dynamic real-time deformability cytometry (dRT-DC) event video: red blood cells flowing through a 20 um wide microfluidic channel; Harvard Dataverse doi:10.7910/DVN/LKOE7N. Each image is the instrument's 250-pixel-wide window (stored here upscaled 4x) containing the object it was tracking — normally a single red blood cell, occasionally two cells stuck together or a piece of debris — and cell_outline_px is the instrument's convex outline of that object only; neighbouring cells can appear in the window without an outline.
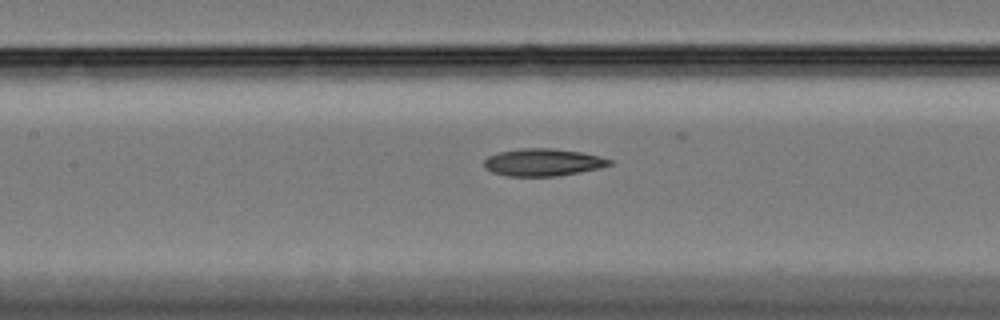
{"species": "Egyptian fruit bat (a non-hibernating species)", "species_latin": "Rousettus aegyptiacus", "temperature_condition": "cold", "stored_images_in_passage": 48, "camera_frame_rate_fps": 3000, "um_per_image_px": 0.085, "animal": {"sex": "female"}, "frame": {"image": 1, "passage_image": 28, "time_ms": 9.0, "image_size_px": [1000, 320], "cell_outline_px": [[612, 164], [580, 172], [556, 176], [508, 176], [492, 172], [484, 168], [484, 160], [488, 156], [500, 152], [520, 148], [552, 148], [580, 152], [600, 156], [612, 160]], "centroid_in_image_um": [46.12, 13.79], "position_along_channel_um": 161.3, "area_um2": 19.88}}
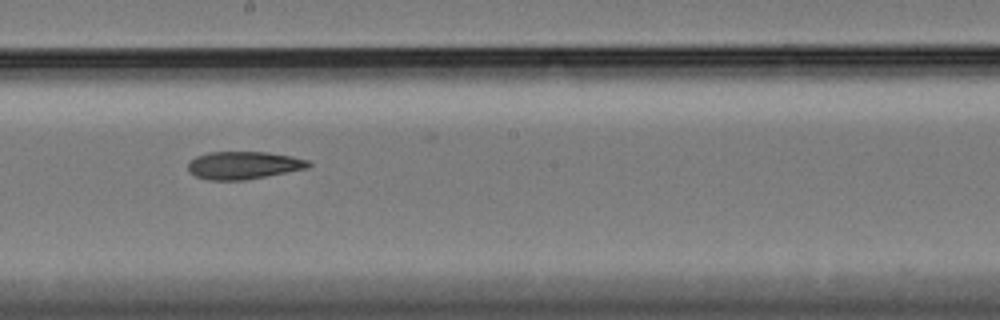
{"frame": {"image": 2, "passage_image": 34, "time_ms": 11.0, "image_size_px": [1000, 320], "cell_outline_px": [[312, 164], [308, 168], [244, 180], [208, 180], [196, 176], [188, 172], [188, 164], [196, 156], [208, 152], [268, 152], [292, 156], [308, 160]], "centroid_in_image_um": [20.7, 14.04], "position_along_channel_um": 227.5, "area_um2": 19.42}}
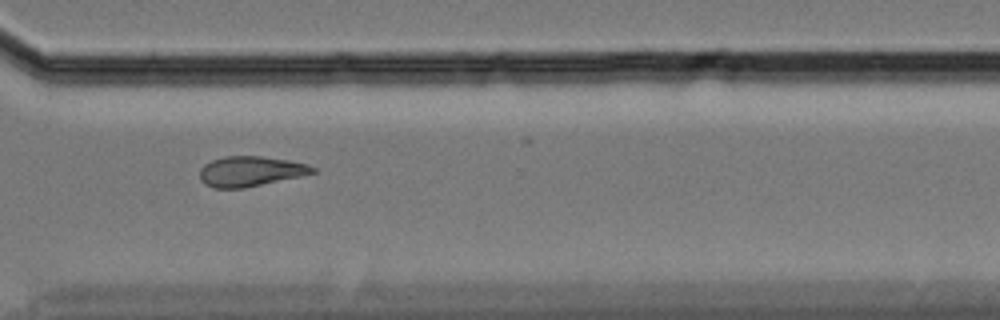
{"frame": {"image": 3, "passage_image": 45, "time_ms": 14.667, "image_size_px": [1000, 320], "cell_outline_px": [[316, 172], [300, 176], [244, 188], [216, 188], [204, 184], [200, 180], [200, 168], [204, 164], [212, 160], [224, 156], [260, 156], [288, 160], [308, 164], [316, 168]], "centroid_in_image_um": [21.27, 14.56], "position_along_channel_um": 349.3, "area_um2": 19.77}}